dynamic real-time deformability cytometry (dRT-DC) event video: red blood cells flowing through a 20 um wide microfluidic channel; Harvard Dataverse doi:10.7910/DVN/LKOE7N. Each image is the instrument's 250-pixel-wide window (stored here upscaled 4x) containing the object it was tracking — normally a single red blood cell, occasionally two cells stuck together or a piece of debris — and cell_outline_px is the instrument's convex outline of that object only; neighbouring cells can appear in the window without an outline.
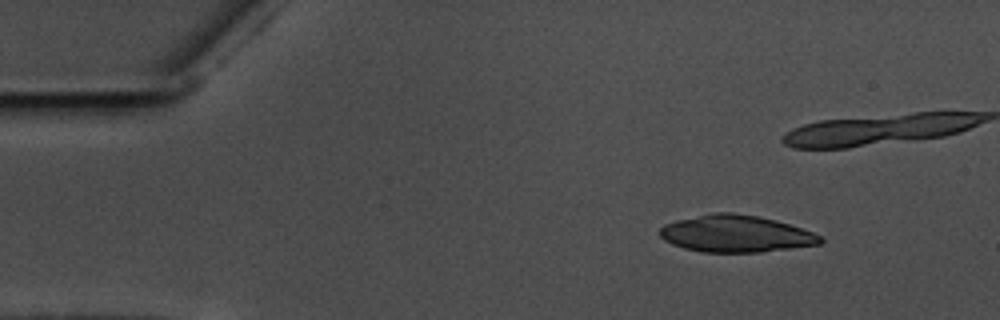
{"species": "common noctule bat (a hibernating species)", "species_latin": "Nyctalus noctula", "temperature_condition": "warm", "stored_images_in_passage": 38, "camera_frame_rate_fps": 3000, "um_per_image_px": 0.085, "animal": {"sex": "male", "body_mass_g": 17.5, "forearm_length_mm": 52.3}, "frame": {"image": 1, "passage_image": 1, "time_ms": 0.0, "image_size_px": [1000, 320], "cell_outline_px": [[824, 240], [820, 244], [760, 252], [700, 252], [684, 248], [672, 244], [664, 240], [660, 236], [660, 228], [664, 224], [676, 220], [712, 212], [732, 212], [760, 216], [776, 220], [812, 232], [820, 236]], "centroid_in_image_um": [62.51, 19.86], "position_along_channel_um": 22.5, "area_um2": 34.56}}